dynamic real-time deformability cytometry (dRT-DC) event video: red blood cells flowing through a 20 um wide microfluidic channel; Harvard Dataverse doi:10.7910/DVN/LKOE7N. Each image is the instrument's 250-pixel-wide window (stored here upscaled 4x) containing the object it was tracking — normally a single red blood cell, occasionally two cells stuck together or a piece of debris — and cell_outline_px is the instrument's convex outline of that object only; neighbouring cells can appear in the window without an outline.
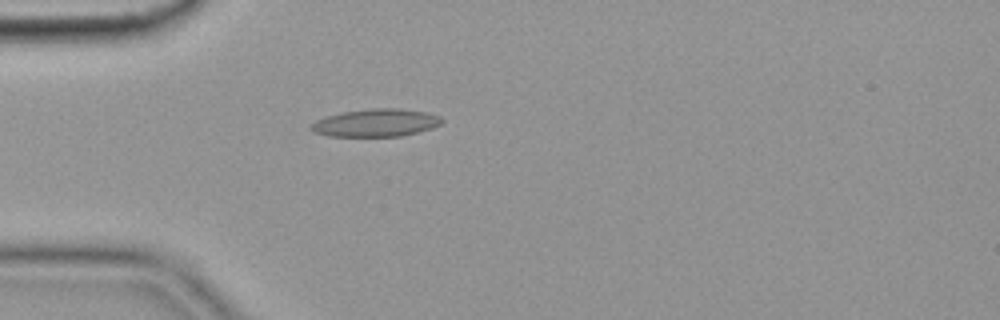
{"species": "common noctule bat (a hibernating species)", "species_latin": "Nyctalus noctula", "temperature_condition": "cold", "stored_images_in_passage": 41, "camera_frame_rate_fps": 3000, "um_per_image_px": 0.085, "animal": {"sex": "female", "body_mass_g": 19.9}, "frame": {"image": 1, "passage_image": 1, "time_ms": 0.0, "image_size_px": [1000, 320], "cell_outline_px": [[444, 120], [440, 124], [432, 128], [400, 136], [328, 136], [312, 132], [308, 128], [308, 124], [316, 120], [340, 112], [372, 108], [400, 108], [424, 112], [440, 116]], "centroid_in_image_um": [31.89, 10.43], "position_along_channel_um": 53.1, "area_um2": 21.21}}
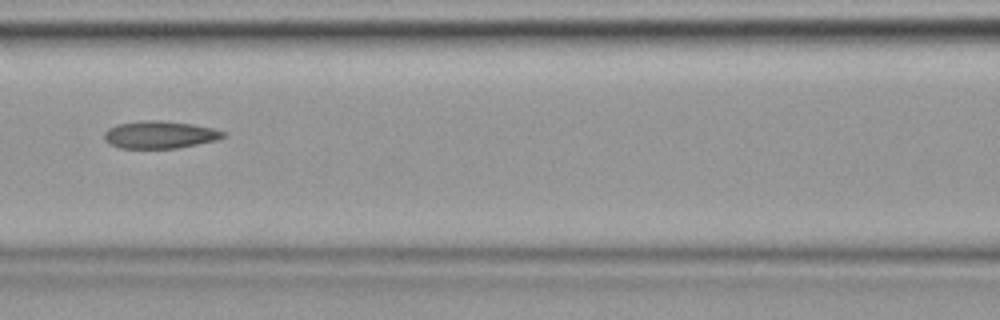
{"frame": {"image": 2, "passage_image": 10, "time_ms": 3.0, "image_size_px": [1000, 320], "cell_outline_px": [[224, 136], [216, 140], [176, 148], [120, 148], [108, 144], [104, 140], [104, 132], [108, 128], [116, 124], [140, 120], [160, 120], [192, 124], [212, 128], [224, 132]], "centroid_in_image_um": [13.5, 11.44], "position_along_channel_um": 153.1, "area_um2": 19.02}}
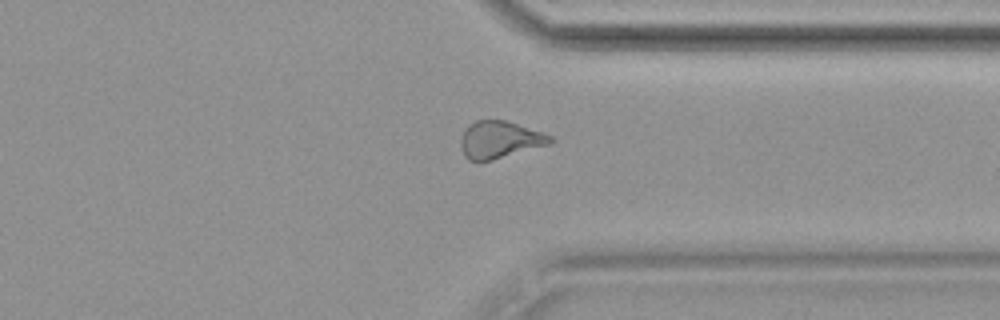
{"frame": {"image": 3, "passage_image": 28, "time_ms": 9.0, "image_size_px": [1000, 320], "cell_outline_px": [[556, 140], [552, 144], [480, 164], [468, 160], [464, 156], [460, 144], [460, 140], [468, 124], [476, 120], [504, 120], [552, 136]], "centroid_in_image_um": [42.46, 11.93], "position_along_channel_um": 368.9, "area_um2": 19.83}, "authors_computed_cell_mechanics": {"area_um2": 19.4208, "velocity_mm_per_s": 3.6147, "shape_relaxation_time_tau1_ms": null, "shape_relaxation_time_tau2_ms": 3.9554, "deformation_change_tau1": null, "deformation_change_tau2": 0.1129}}